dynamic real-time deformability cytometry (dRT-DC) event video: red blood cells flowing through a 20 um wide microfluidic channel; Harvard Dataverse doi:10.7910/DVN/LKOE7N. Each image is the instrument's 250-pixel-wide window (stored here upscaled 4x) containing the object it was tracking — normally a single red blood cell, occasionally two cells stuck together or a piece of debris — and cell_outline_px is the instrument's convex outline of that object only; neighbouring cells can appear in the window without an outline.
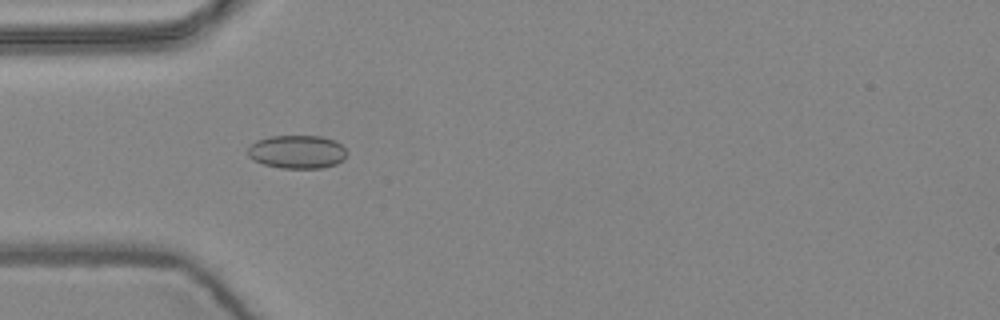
{"species": "common noctule bat (a hibernating species)", "species_latin": "Nyctalus noctula", "temperature_condition": "warm", "stored_images_in_passage": 2, "camera_frame_rate_fps": 3000, "um_per_image_px": 0.085, "animal": {"sex": "female", "body_mass_g": 24.6, "forearm_length_mm": 56.2}, "frame": {"image": 1, "passage_image": 1, "time_ms": 0.0, "image_size_px": [1000, 320], "cell_outline_px": [[348, 152], [344, 160], [336, 164], [324, 168], [280, 168], [264, 164], [252, 160], [248, 156], [248, 148], [256, 140], [272, 136], [320, 136], [332, 140], [340, 144]], "centroid_in_image_um": [25.26, 12.92], "position_along_channel_um": 59.7, "area_um2": 19.31}}
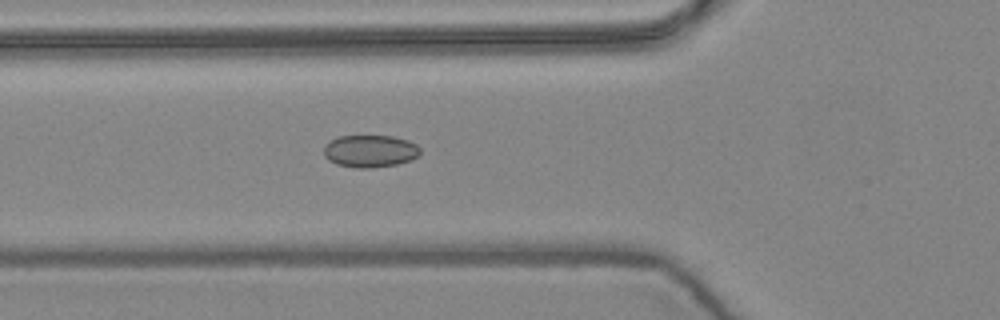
{"frame": {"image": 2, "passage_image": 2, "time_ms": 0.333, "image_size_px": [1000, 320], "cell_outline_px": [[420, 152], [412, 160], [396, 164], [372, 168], [356, 168], [336, 164], [328, 160], [324, 156], [324, 144], [336, 136], [392, 136], [408, 140], [416, 144], [420, 148]], "centroid_in_image_um": [31.42, 12.84], "position_along_channel_um": 94.4, "area_um2": 18.32}}